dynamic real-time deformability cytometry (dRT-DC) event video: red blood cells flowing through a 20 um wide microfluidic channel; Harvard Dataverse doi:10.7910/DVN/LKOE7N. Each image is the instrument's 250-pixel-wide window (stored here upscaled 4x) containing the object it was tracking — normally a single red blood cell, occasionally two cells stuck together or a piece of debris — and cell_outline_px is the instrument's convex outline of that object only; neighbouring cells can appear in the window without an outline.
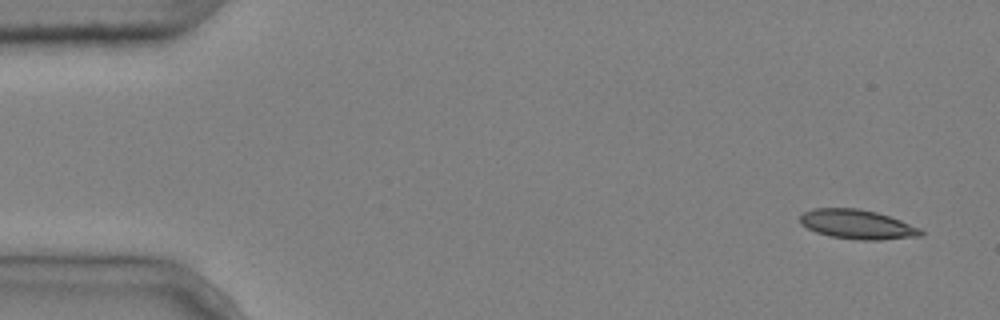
{"species": "common noctule bat (a hibernating species)", "species_latin": "Nyctalus noctula", "temperature_condition": "cold", "stored_images_in_passage": 2, "camera_frame_rate_fps": 3000, "um_per_image_px": 0.085, "animal": {"sex": "male", "body_mass_g": 20.4}, "frame": {"image": 1, "passage_image": 2, "time_ms": 0.333, "image_size_px": [1000, 320], "cell_outline_px": [[924, 236], [880, 240], [860, 240], [828, 236], [816, 232], [800, 224], [800, 216], [804, 212], [812, 208], [856, 208], [876, 212], [900, 220], [920, 228], [924, 232]], "centroid_in_image_um": [72.87, 19.08], "position_along_channel_um": 12.1, "area_um2": 20.75}}